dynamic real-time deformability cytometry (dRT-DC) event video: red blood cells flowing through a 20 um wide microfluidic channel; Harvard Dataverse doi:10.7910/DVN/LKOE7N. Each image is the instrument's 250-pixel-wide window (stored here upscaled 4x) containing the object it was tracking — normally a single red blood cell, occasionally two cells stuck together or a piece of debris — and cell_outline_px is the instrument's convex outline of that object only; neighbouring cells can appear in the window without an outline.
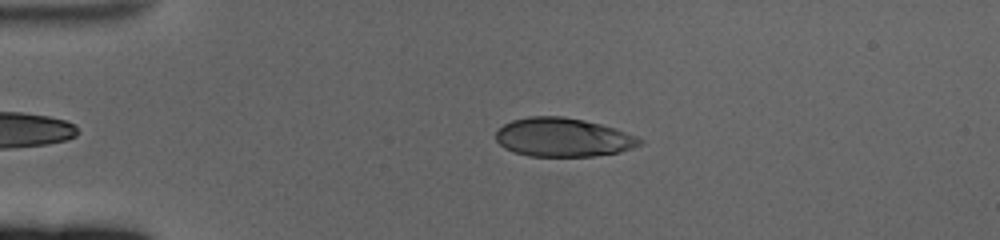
{"species": "human", "species_latin": "Homo sapiens", "temperature_condition": "cold", "stored_images_in_passage": 46, "camera_frame_rate_fps": 3000, "um_per_image_px": 0.085, "donor": {"sex": "female"}, "frame": {"image": 1, "passage_image": 7, "time_ms": 2.0, "image_size_px": [1000, 240], "cell_outline_px": [[644, 144], [620, 152], [592, 156], [528, 156], [512, 152], [504, 148], [496, 140], [496, 132], [504, 124], [512, 120], [528, 116], [564, 116], [584, 120], [616, 128], [636, 136], [644, 140]], "centroid_in_image_um": [47.87, 11.67], "position_along_channel_um": 37.1, "area_um2": 32.71}}
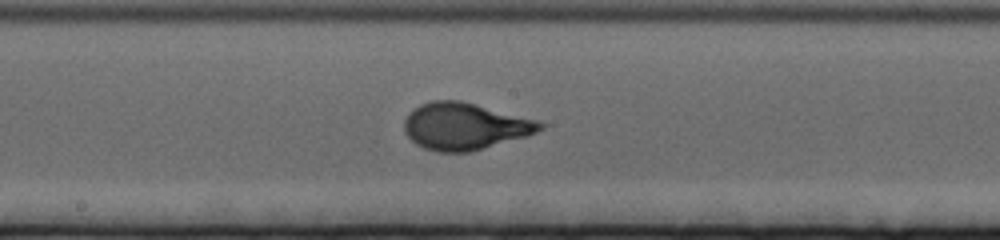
{"frame": {"image": 2, "passage_image": 26, "time_ms": 8.333, "image_size_px": [1000, 240], "cell_outline_px": [[548, 124], [544, 128], [528, 136], [468, 152], [436, 152], [424, 148], [416, 144], [404, 132], [404, 120], [420, 104], [432, 100], [460, 100], [536, 120]], "centroid_in_image_um": [39.51, 10.74], "position_along_channel_um": 208.7, "area_um2": 36.88}}
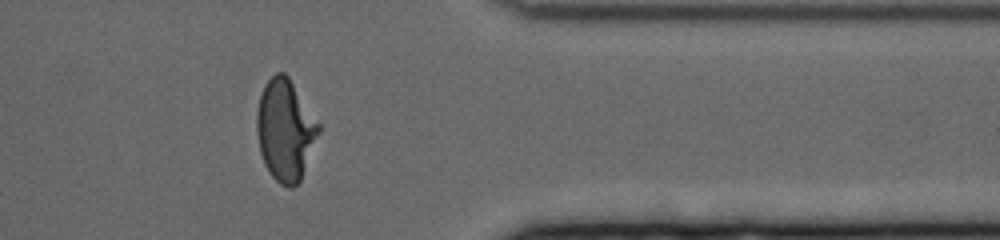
{"frame": {"image": 3, "passage_image": 43, "time_ms": 14.0, "image_size_px": [1000, 240], "cell_outline_px": [[320, 132], [300, 180], [292, 188], [288, 188], [280, 184], [268, 172], [264, 164], [260, 152], [256, 132], [256, 112], [260, 96], [264, 84], [276, 72], [284, 72], [288, 76], [320, 124]], "centroid_in_image_um": [24.23, 11.05], "position_along_channel_um": 387.2, "area_um2": 36.53}, "authors_computed_cell_mechanics": {"area_um2": 35.0557, "velocity_mm_per_s": 3.366, "shape_relaxation_time_tau1_ms": 4.2165, "shape_relaxation_time_tau2_ms": null, "deformation_change_tau1": 0.203, "deformation_change_tau2": null}}